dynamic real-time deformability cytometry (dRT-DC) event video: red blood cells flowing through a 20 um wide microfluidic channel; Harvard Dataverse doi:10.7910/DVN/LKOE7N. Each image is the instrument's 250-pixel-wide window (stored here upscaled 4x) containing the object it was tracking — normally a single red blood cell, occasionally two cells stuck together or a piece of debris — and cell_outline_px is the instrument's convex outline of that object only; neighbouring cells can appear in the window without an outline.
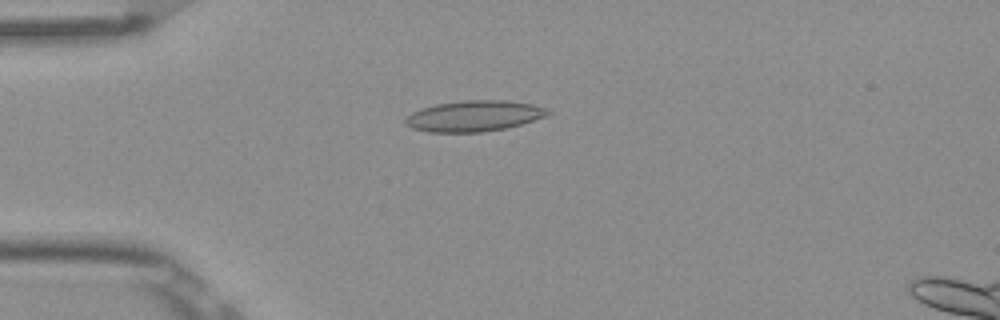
{"species": "Egyptian fruit bat (a non-hibernating species)", "species_latin": "Rousettus aegyptiacus", "temperature_condition": "room temperature", "stored_images_in_passage": 52, "camera_frame_rate_fps": 3000, "um_per_image_px": 0.085, "frame": {"image": 1, "passage_image": 13, "time_ms": 4.0, "image_size_px": [1000, 320], "cell_outline_px": [[552, 112], [548, 116], [520, 124], [504, 128], [480, 132], [428, 132], [412, 128], [404, 120], [412, 112], [436, 104], [464, 100], [508, 100], [532, 104], [544, 108]], "centroid_in_image_um": [40.32, 9.85], "position_along_channel_um": 44.7, "area_um2": 25.37}}
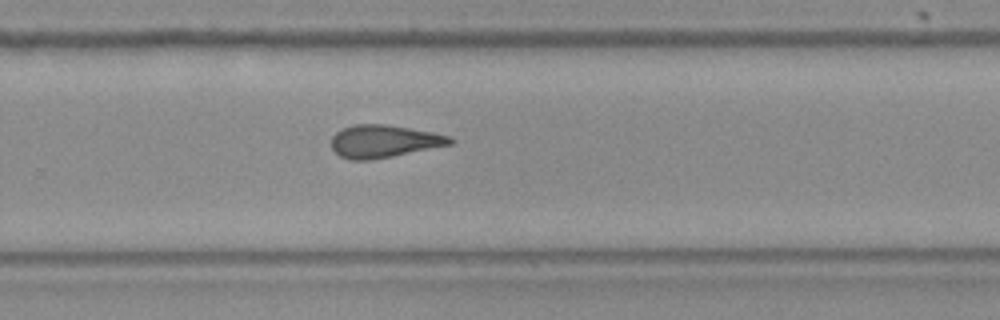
{"frame": {"image": 2, "passage_image": 34, "time_ms": 11.0, "image_size_px": [1000, 320], "cell_outline_px": [[456, 140], [452, 144], [372, 160], [348, 160], [340, 156], [332, 148], [332, 136], [336, 132], [344, 128], [356, 124], [384, 124], [432, 132], [452, 136]], "centroid_in_image_um": [32.64, 12.01], "position_along_channel_um": 297.2, "area_um2": 22.48}}
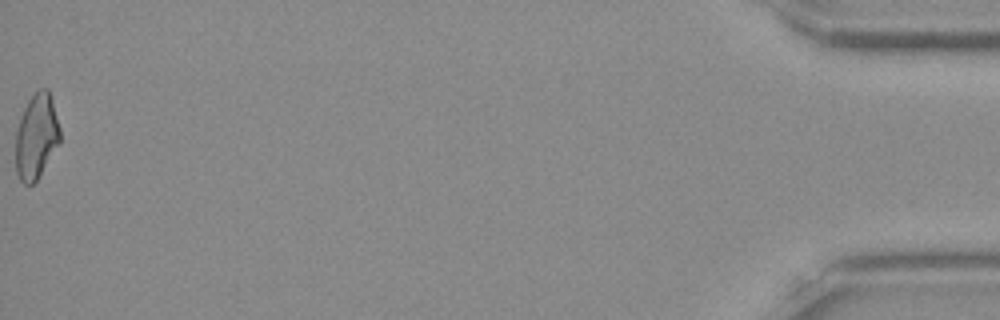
{"frame": {"image": 3, "passage_image": 52, "time_ms": 17.0, "image_size_px": [1000, 320], "cell_outline_px": [[60, 144], [36, 180], [32, 184], [24, 184], [20, 180], [16, 172], [16, 132], [20, 116], [28, 100], [40, 88], [48, 88], [52, 96], [60, 128]], "centroid_in_image_um": [3.11, 11.57], "position_along_channel_um": 432.1, "area_um2": 22.14}, "authors_computed_cell_mechanics": {"area_um2": 22.9755, "velocity_mm_per_s": 3.8889, "shape_relaxation_time_tau1_ms": null, "shape_relaxation_time_tau2_ms": 3.6115, "deformation_change_tau1": null, "deformation_change_tau2": 0.1178}}